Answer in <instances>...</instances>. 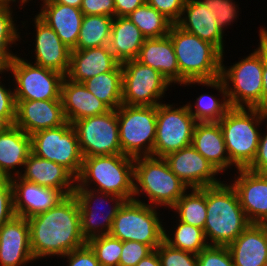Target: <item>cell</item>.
Instances as JSON below:
<instances>
[{"mask_svg":"<svg viewBox=\"0 0 267 266\" xmlns=\"http://www.w3.org/2000/svg\"><path fill=\"white\" fill-rule=\"evenodd\" d=\"M119 62L108 45L85 50H71L70 68L66 77L73 82L84 81L112 71Z\"/></svg>","mask_w":267,"mask_h":266,"instance_id":"obj_28","label":"cell"},{"mask_svg":"<svg viewBox=\"0 0 267 266\" xmlns=\"http://www.w3.org/2000/svg\"><path fill=\"white\" fill-rule=\"evenodd\" d=\"M168 35L180 70V87L187 81L220 78L223 53L216 46L182 30L176 24L171 25Z\"/></svg>","mask_w":267,"mask_h":266,"instance_id":"obj_7","label":"cell"},{"mask_svg":"<svg viewBox=\"0 0 267 266\" xmlns=\"http://www.w3.org/2000/svg\"><path fill=\"white\" fill-rule=\"evenodd\" d=\"M16 116H1L0 115V134L6 132L15 123Z\"/></svg>","mask_w":267,"mask_h":266,"instance_id":"obj_54","label":"cell"},{"mask_svg":"<svg viewBox=\"0 0 267 266\" xmlns=\"http://www.w3.org/2000/svg\"><path fill=\"white\" fill-rule=\"evenodd\" d=\"M10 78L3 80V76L0 75V115L1 116H16V101L14 96V89L11 87L13 84ZM8 81V83H2ZM11 84V85H10ZM8 87V88H7Z\"/></svg>","mask_w":267,"mask_h":266,"instance_id":"obj_47","label":"cell"},{"mask_svg":"<svg viewBox=\"0 0 267 266\" xmlns=\"http://www.w3.org/2000/svg\"><path fill=\"white\" fill-rule=\"evenodd\" d=\"M216 19V13L214 14L210 8H207L201 0H186L176 25L225 53L224 36L227 34L217 25Z\"/></svg>","mask_w":267,"mask_h":266,"instance_id":"obj_22","label":"cell"},{"mask_svg":"<svg viewBox=\"0 0 267 266\" xmlns=\"http://www.w3.org/2000/svg\"><path fill=\"white\" fill-rule=\"evenodd\" d=\"M136 60L158 70L173 87L180 86V70L169 35L146 38Z\"/></svg>","mask_w":267,"mask_h":266,"instance_id":"obj_29","label":"cell"},{"mask_svg":"<svg viewBox=\"0 0 267 266\" xmlns=\"http://www.w3.org/2000/svg\"><path fill=\"white\" fill-rule=\"evenodd\" d=\"M51 1L54 3L65 4L76 8H80L82 4V0H51Z\"/></svg>","mask_w":267,"mask_h":266,"instance_id":"obj_56","label":"cell"},{"mask_svg":"<svg viewBox=\"0 0 267 266\" xmlns=\"http://www.w3.org/2000/svg\"><path fill=\"white\" fill-rule=\"evenodd\" d=\"M24 58L19 53L14 55L8 75L13 77L15 100H61V84L65 76Z\"/></svg>","mask_w":267,"mask_h":266,"instance_id":"obj_11","label":"cell"},{"mask_svg":"<svg viewBox=\"0 0 267 266\" xmlns=\"http://www.w3.org/2000/svg\"><path fill=\"white\" fill-rule=\"evenodd\" d=\"M191 145L224 176L235 166L230 162L219 122H197Z\"/></svg>","mask_w":267,"mask_h":266,"instance_id":"obj_26","label":"cell"},{"mask_svg":"<svg viewBox=\"0 0 267 266\" xmlns=\"http://www.w3.org/2000/svg\"><path fill=\"white\" fill-rule=\"evenodd\" d=\"M198 266H234L227 246L208 245L197 255Z\"/></svg>","mask_w":267,"mask_h":266,"instance_id":"obj_42","label":"cell"},{"mask_svg":"<svg viewBox=\"0 0 267 266\" xmlns=\"http://www.w3.org/2000/svg\"><path fill=\"white\" fill-rule=\"evenodd\" d=\"M264 124L266 130L263 132L261 130L256 156L252 163L247 167L248 170L260 174H267V119Z\"/></svg>","mask_w":267,"mask_h":266,"instance_id":"obj_49","label":"cell"},{"mask_svg":"<svg viewBox=\"0 0 267 266\" xmlns=\"http://www.w3.org/2000/svg\"><path fill=\"white\" fill-rule=\"evenodd\" d=\"M30 17L29 24L34 27L35 33L26 32V36L33 34L32 45L34 46L31 52L34 64L41 67L51 69L66 76L70 68L71 50L61 41L56 32L42 21L37 15ZM28 34V35H27ZM35 37V38H34ZM34 38V39H33ZM35 53H34V52Z\"/></svg>","mask_w":267,"mask_h":266,"instance_id":"obj_16","label":"cell"},{"mask_svg":"<svg viewBox=\"0 0 267 266\" xmlns=\"http://www.w3.org/2000/svg\"><path fill=\"white\" fill-rule=\"evenodd\" d=\"M122 104L157 106L173 85L156 69L136 59L122 64ZM162 100V101H161Z\"/></svg>","mask_w":267,"mask_h":266,"instance_id":"obj_13","label":"cell"},{"mask_svg":"<svg viewBox=\"0 0 267 266\" xmlns=\"http://www.w3.org/2000/svg\"><path fill=\"white\" fill-rule=\"evenodd\" d=\"M178 105L164 101L156 106L155 157H165L191 145L197 121L186 103Z\"/></svg>","mask_w":267,"mask_h":266,"instance_id":"obj_10","label":"cell"},{"mask_svg":"<svg viewBox=\"0 0 267 266\" xmlns=\"http://www.w3.org/2000/svg\"><path fill=\"white\" fill-rule=\"evenodd\" d=\"M30 136L32 153L62 165L75 178L79 176L84 157L71 123L67 121L59 127L40 130Z\"/></svg>","mask_w":267,"mask_h":266,"instance_id":"obj_12","label":"cell"},{"mask_svg":"<svg viewBox=\"0 0 267 266\" xmlns=\"http://www.w3.org/2000/svg\"><path fill=\"white\" fill-rule=\"evenodd\" d=\"M196 84L200 87H207L206 89H213L218 91V95L211 92L201 93L196 97V100H193V103L187 102L188 108L191 115L196 119L197 122H218L230 108L226 88L224 82L221 78L207 81H187L183 84L184 87H196ZM209 93V94H208ZM221 95H220V94ZM212 94V95H211Z\"/></svg>","mask_w":267,"mask_h":266,"instance_id":"obj_31","label":"cell"},{"mask_svg":"<svg viewBox=\"0 0 267 266\" xmlns=\"http://www.w3.org/2000/svg\"><path fill=\"white\" fill-rule=\"evenodd\" d=\"M14 125L26 134L59 127L67 122L62 100H15Z\"/></svg>","mask_w":267,"mask_h":266,"instance_id":"obj_20","label":"cell"},{"mask_svg":"<svg viewBox=\"0 0 267 266\" xmlns=\"http://www.w3.org/2000/svg\"><path fill=\"white\" fill-rule=\"evenodd\" d=\"M83 84L110 110H117L122 105V65L120 63L112 71L94 76Z\"/></svg>","mask_w":267,"mask_h":266,"instance_id":"obj_33","label":"cell"},{"mask_svg":"<svg viewBox=\"0 0 267 266\" xmlns=\"http://www.w3.org/2000/svg\"><path fill=\"white\" fill-rule=\"evenodd\" d=\"M14 55L5 47L0 46V75L5 74L4 78L10 74V66Z\"/></svg>","mask_w":267,"mask_h":266,"instance_id":"obj_52","label":"cell"},{"mask_svg":"<svg viewBox=\"0 0 267 266\" xmlns=\"http://www.w3.org/2000/svg\"><path fill=\"white\" fill-rule=\"evenodd\" d=\"M170 210L172 214L176 213L172 219L204 230L207 218L206 187L188 189Z\"/></svg>","mask_w":267,"mask_h":266,"instance_id":"obj_34","label":"cell"},{"mask_svg":"<svg viewBox=\"0 0 267 266\" xmlns=\"http://www.w3.org/2000/svg\"><path fill=\"white\" fill-rule=\"evenodd\" d=\"M36 15L50 26L70 49L76 48L84 14L80 8L41 0Z\"/></svg>","mask_w":267,"mask_h":266,"instance_id":"obj_23","label":"cell"},{"mask_svg":"<svg viewBox=\"0 0 267 266\" xmlns=\"http://www.w3.org/2000/svg\"><path fill=\"white\" fill-rule=\"evenodd\" d=\"M136 266H161L157 251L153 250L145 258L141 259Z\"/></svg>","mask_w":267,"mask_h":266,"instance_id":"obj_53","label":"cell"},{"mask_svg":"<svg viewBox=\"0 0 267 266\" xmlns=\"http://www.w3.org/2000/svg\"><path fill=\"white\" fill-rule=\"evenodd\" d=\"M119 140L123 155L153 156L156 106L124 105L117 108Z\"/></svg>","mask_w":267,"mask_h":266,"instance_id":"obj_9","label":"cell"},{"mask_svg":"<svg viewBox=\"0 0 267 266\" xmlns=\"http://www.w3.org/2000/svg\"><path fill=\"white\" fill-rule=\"evenodd\" d=\"M31 152V136L11 126L0 134V174L5 179L19 176Z\"/></svg>","mask_w":267,"mask_h":266,"instance_id":"obj_30","label":"cell"},{"mask_svg":"<svg viewBox=\"0 0 267 266\" xmlns=\"http://www.w3.org/2000/svg\"><path fill=\"white\" fill-rule=\"evenodd\" d=\"M30 248L36 262L61 258L86 244L81 233L80 211L74 194L55 207L28 219Z\"/></svg>","mask_w":267,"mask_h":266,"instance_id":"obj_1","label":"cell"},{"mask_svg":"<svg viewBox=\"0 0 267 266\" xmlns=\"http://www.w3.org/2000/svg\"><path fill=\"white\" fill-rule=\"evenodd\" d=\"M259 43L251 53L238 58V62L225 65L222 55L221 76L230 107L258 108L261 110L263 73V34L267 27H259ZM241 59V60H240Z\"/></svg>","mask_w":267,"mask_h":266,"instance_id":"obj_4","label":"cell"},{"mask_svg":"<svg viewBox=\"0 0 267 266\" xmlns=\"http://www.w3.org/2000/svg\"><path fill=\"white\" fill-rule=\"evenodd\" d=\"M152 251L146 244L137 241H123L119 266H136Z\"/></svg>","mask_w":267,"mask_h":266,"instance_id":"obj_43","label":"cell"},{"mask_svg":"<svg viewBox=\"0 0 267 266\" xmlns=\"http://www.w3.org/2000/svg\"><path fill=\"white\" fill-rule=\"evenodd\" d=\"M115 17H127L146 0H114Z\"/></svg>","mask_w":267,"mask_h":266,"instance_id":"obj_50","label":"cell"},{"mask_svg":"<svg viewBox=\"0 0 267 266\" xmlns=\"http://www.w3.org/2000/svg\"><path fill=\"white\" fill-rule=\"evenodd\" d=\"M14 216L12 185L10 179H4L0 183V228Z\"/></svg>","mask_w":267,"mask_h":266,"instance_id":"obj_46","label":"cell"},{"mask_svg":"<svg viewBox=\"0 0 267 266\" xmlns=\"http://www.w3.org/2000/svg\"><path fill=\"white\" fill-rule=\"evenodd\" d=\"M17 8H12L11 6L7 5H0V46H5L13 55L18 54V52L14 53L12 51V48L20 44L22 41V38L25 36H21L20 31H23L22 29L25 28V31H27V26L30 27L27 23H29L27 20L20 21L22 26L17 24L18 17L16 18L18 12H14ZM16 15V16H15ZM15 16V18H14ZM16 21V22H15ZM27 22V23H26ZM27 25V26H26ZM20 27V28H18ZM22 27V29H21ZM20 29V31H19ZM20 42V43H17ZM14 45V46H12ZM11 48V49H10Z\"/></svg>","mask_w":267,"mask_h":266,"instance_id":"obj_38","label":"cell"},{"mask_svg":"<svg viewBox=\"0 0 267 266\" xmlns=\"http://www.w3.org/2000/svg\"><path fill=\"white\" fill-rule=\"evenodd\" d=\"M207 8L216 13V23L221 30L226 33L230 26L233 27L235 22H238L240 5L235 0H201Z\"/></svg>","mask_w":267,"mask_h":266,"instance_id":"obj_40","label":"cell"},{"mask_svg":"<svg viewBox=\"0 0 267 266\" xmlns=\"http://www.w3.org/2000/svg\"><path fill=\"white\" fill-rule=\"evenodd\" d=\"M261 110L267 112V31L263 34V73Z\"/></svg>","mask_w":267,"mask_h":266,"instance_id":"obj_51","label":"cell"},{"mask_svg":"<svg viewBox=\"0 0 267 266\" xmlns=\"http://www.w3.org/2000/svg\"><path fill=\"white\" fill-rule=\"evenodd\" d=\"M61 100L66 120L73 123L86 117L101 115L110 109L95 97L83 83L64 77L61 84Z\"/></svg>","mask_w":267,"mask_h":266,"instance_id":"obj_27","label":"cell"},{"mask_svg":"<svg viewBox=\"0 0 267 266\" xmlns=\"http://www.w3.org/2000/svg\"><path fill=\"white\" fill-rule=\"evenodd\" d=\"M114 17L105 15H84L79 31L77 50L108 45Z\"/></svg>","mask_w":267,"mask_h":266,"instance_id":"obj_36","label":"cell"},{"mask_svg":"<svg viewBox=\"0 0 267 266\" xmlns=\"http://www.w3.org/2000/svg\"><path fill=\"white\" fill-rule=\"evenodd\" d=\"M227 247L234 266H267V224H250Z\"/></svg>","mask_w":267,"mask_h":266,"instance_id":"obj_25","label":"cell"},{"mask_svg":"<svg viewBox=\"0 0 267 266\" xmlns=\"http://www.w3.org/2000/svg\"><path fill=\"white\" fill-rule=\"evenodd\" d=\"M80 9L84 15L115 17L114 0H82Z\"/></svg>","mask_w":267,"mask_h":266,"instance_id":"obj_48","label":"cell"},{"mask_svg":"<svg viewBox=\"0 0 267 266\" xmlns=\"http://www.w3.org/2000/svg\"><path fill=\"white\" fill-rule=\"evenodd\" d=\"M172 223V230H168L169 226H165L163 234V240L170 246L196 255L208 246L203 229L181 222L178 219L173 220Z\"/></svg>","mask_w":267,"mask_h":266,"instance_id":"obj_35","label":"cell"},{"mask_svg":"<svg viewBox=\"0 0 267 266\" xmlns=\"http://www.w3.org/2000/svg\"><path fill=\"white\" fill-rule=\"evenodd\" d=\"M146 37L129 17H114L108 48L122 64L138 57Z\"/></svg>","mask_w":267,"mask_h":266,"instance_id":"obj_32","label":"cell"},{"mask_svg":"<svg viewBox=\"0 0 267 266\" xmlns=\"http://www.w3.org/2000/svg\"><path fill=\"white\" fill-rule=\"evenodd\" d=\"M5 178L0 174V183L4 180Z\"/></svg>","mask_w":267,"mask_h":266,"instance_id":"obj_57","label":"cell"},{"mask_svg":"<svg viewBox=\"0 0 267 266\" xmlns=\"http://www.w3.org/2000/svg\"><path fill=\"white\" fill-rule=\"evenodd\" d=\"M66 258V260H65ZM60 259H63L65 266H101L93 250L86 243L85 245L72 250Z\"/></svg>","mask_w":267,"mask_h":266,"instance_id":"obj_44","label":"cell"},{"mask_svg":"<svg viewBox=\"0 0 267 266\" xmlns=\"http://www.w3.org/2000/svg\"><path fill=\"white\" fill-rule=\"evenodd\" d=\"M31 262L36 260L30 248L28 219L14 216L0 228V266H27Z\"/></svg>","mask_w":267,"mask_h":266,"instance_id":"obj_21","label":"cell"},{"mask_svg":"<svg viewBox=\"0 0 267 266\" xmlns=\"http://www.w3.org/2000/svg\"><path fill=\"white\" fill-rule=\"evenodd\" d=\"M188 189L170 170L163 157L135 158L133 200L168 210Z\"/></svg>","mask_w":267,"mask_h":266,"instance_id":"obj_3","label":"cell"},{"mask_svg":"<svg viewBox=\"0 0 267 266\" xmlns=\"http://www.w3.org/2000/svg\"><path fill=\"white\" fill-rule=\"evenodd\" d=\"M233 173L234 178L228 182L235 189L247 219L251 224H267V174L247 168Z\"/></svg>","mask_w":267,"mask_h":266,"instance_id":"obj_18","label":"cell"},{"mask_svg":"<svg viewBox=\"0 0 267 266\" xmlns=\"http://www.w3.org/2000/svg\"><path fill=\"white\" fill-rule=\"evenodd\" d=\"M266 119L267 112L258 108L230 107L218 121L235 168H247L254 160Z\"/></svg>","mask_w":267,"mask_h":266,"instance_id":"obj_5","label":"cell"},{"mask_svg":"<svg viewBox=\"0 0 267 266\" xmlns=\"http://www.w3.org/2000/svg\"><path fill=\"white\" fill-rule=\"evenodd\" d=\"M186 0H146V2L166 17L172 24H176L181 17Z\"/></svg>","mask_w":267,"mask_h":266,"instance_id":"obj_45","label":"cell"},{"mask_svg":"<svg viewBox=\"0 0 267 266\" xmlns=\"http://www.w3.org/2000/svg\"><path fill=\"white\" fill-rule=\"evenodd\" d=\"M134 160L123 155L84 157L75 188L111 193L126 201L134 197Z\"/></svg>","mask_w":267,"mask_h":266,"instance_id":"obj_6","label":"cell"},{"mask_svg":"<svg viewBox=\"0 0 267 266\" xmlns=\"http://www.w3.org/2000/svg\"><path fill=\"white\" fill-rule=\"evenodd\" d=\"M146 38L167 36L172 23L147 2L128 15Z\"/></svg>","mask_w":267,"mask_h":266,"instance_id":"obj_37","label":"cell"},{"mask_svg":"<svg viewBox=\"0 0 267 266\" xmlns=\"http://www.w3.org/2000/svg\"><path fill=\"white\" fill-rule=\"evenodd\" d=\"M83 157L122 154L117 110L72 123Z\"/></svg>","mask_w":267,"mask_h":266,"instance_id":"obj_15","label":"cell"},{"mask_svg":"<svg viewBox=\"0 0 267 266\" xmlns=\"http://www.w3.org/2000/svg\"><path fill=\"white\" fill-rule=\"evenodd\" d=\"M170 170L189 188L219 185L221 173L192 145L163 157Z\"/></svg>","mask_w":267,"mask_h":266,"instance_id":"obj_17","label":"cell"},{"mask_svg":"<svg viewBox=\"0 0 267 266\" xmlns=\"http://www.w3.org/2000/svg\"><path fill=\"white\" fill-rule=\"evenodd\" d=\"M10 182L15 216L26 219L48 211L66 197L60 190L40 186L20 176L10 178Z\"/></svg>","mask_w":267,"mask_h":266,"instance_id":"obj_19","label":"cell"},{"mask_svg":"<svg viewBox=\"0 0 267 266\" xmlns=\"http://www.w3.org/2000/svg\"><path fill=\"white\" fill-rule=\"evenodd\" d=\"M73 194L78 200L81 233L85 241L87 242L94 237L109 235L113 220L126 200L115 194L89 188H75Z\"/></svg>","mask_w":267,"mask_h":266,"instance_id":"obj_14","label":"cell"},{"mask_svg":"<svg viewBox=\"0 0 267 266\" xmlns=\"http://www.w3.org/2000/svg\"><path fill=\"white\" fill-rule=\"evenodd\" d=\"M206 206L204 234L208 245L228 246L251 224L227 181L206 187Z\"/></svg>","mask_w":267,"mask_h":266,"instance_id":"obj_2","label":"cell"},{"mask_svg":"<svg viewBox=\"0 0 267 266\" xmlns=\"http://www.w3.org/2000/svg\"><path fill=\"white\" fill-rule=\"evenodd\" d=\"M159 209L136 200L125 201L113 220L109 235L122 242L137 241L155 250L163 241L167 224Z\"/></svg>","mask_w":267,"mask_h":266,"instance_id":"obj_8","label":"cell"},{"mask_svg":"<svg viewBox=\"0 0 267 266\" xmlns=\"http://www.w3.org/2000/svg\"><path fill=\"white\" fill-rule=\"evenodd\" d=\"M155 250L161 266H198L196 254L174 248L164 240Z\"/></svg>","mask_w":267,"mask_h":266,"instance_id":"obj_41","label":"cell"},{"mask_svg":"<svg viewBox=\"0 0 267 266\" xmlns=\"http://www.w3.org/2000/svg\"><path fill=\"white\" fill-rule=\"evenodd\" d=\"M31 1H33V0H0V5H7V6H11V7L15 6V8H16V6H18L17 8L20 9L19 10L20 12H22L21 10L24 11V8H25L24 6L28 5V3L30 4ZM17 3L19 5H17Z\"/></svg>","mask_w":267,"mask_h":266,"instance_id":"obj_55","label":"cell"},{"mask_svg":"<svg viewBox=\"0 0 267 266\" xmlns=\"http://www.w3.org/2000/svg\"><path fill=\"white\" fill-rule=\"evenodd\" d=\"M101 266H119L122 241L110 235L91 238L86 242Z\"/></svg>","mask_w":267,"mask_h":266,"instance_id":"obj_39","label":"cell"},{"mask_svg":"<svg viewBox=\"0 0 267 266\" xmlns=\"http://www.w3.org/2000/svg\"><path fill=\"white\" fill-rule=\"evenodd\" d=\"M40 186L60 190L65 196L74 193L76 178L62 165L30 153L19 175Z\"/></svg>","mask_w":267,"mask_h":266,"instance_id":"obj_24","label":"cell"}]
</instances>
